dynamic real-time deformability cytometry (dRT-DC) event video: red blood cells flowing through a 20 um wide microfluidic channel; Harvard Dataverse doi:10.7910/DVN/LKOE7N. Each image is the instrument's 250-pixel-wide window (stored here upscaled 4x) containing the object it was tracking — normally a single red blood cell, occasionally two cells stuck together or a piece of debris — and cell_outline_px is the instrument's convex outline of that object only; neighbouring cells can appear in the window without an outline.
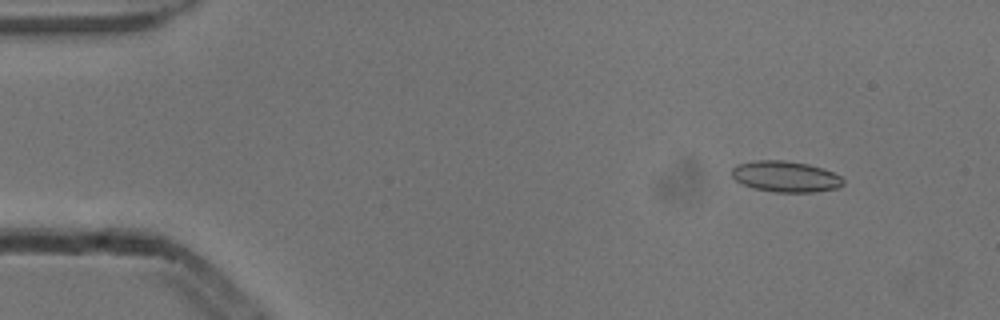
{"species": "common noctule bat (a hibernating species)", "species_latin": "Nyctalus noctula", "temperature_condition": "cold", "stored_images_in_passage": 6, "camera_frame_rate_fps": 3000, "um_per_image_px": 0.085, "animal": {"sex": "male", "body_mass_g": 13.3}, "frame": {"image": 1, "passage_image": 2, "time_ms": 0.333, "image_size_px": [1000, 320], "cell_outline_px": [[844, 184], [836, 188], [812, 192], [772, 192], [752, 188], [736, 180], [732, 176], [732, 168], [736, 164], [756, 160], [784, 160], [808, 164], [832, 172], [840, 176], [844, 180]], "centroid_in_image_um": [66.74, 15.0], "position_along_channel_um": 18.3, "area_um2": 20.06}}
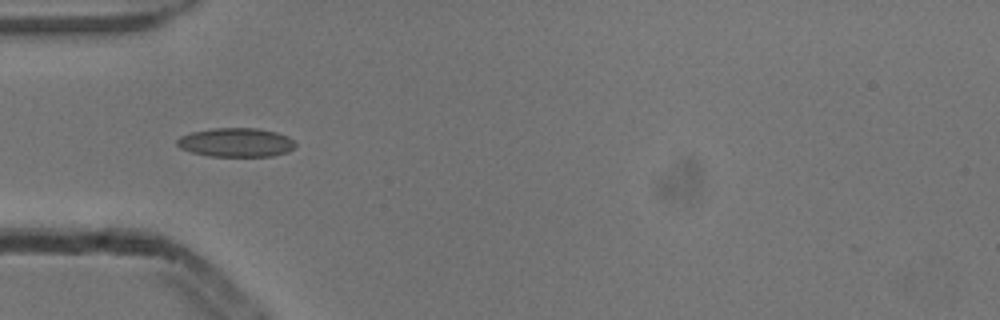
{"frame": {"image": 2, "passage_image": 5, "time_ms": 1.333, "image_size_px": [1000, 320], "cell_outline_px": [[296, 144], [288, 152], [272, 156], [208, 156], [192, 152], [180, 148], [176, 144], [176, 140], [180, 136], [192, 132], [212, 128], [256, 128], [276, 132], [288, 136]], "centroid_in_image_um": [20.04, 12.1], "position_along_channel_um": 65.0, "area_um2": 19.94}}
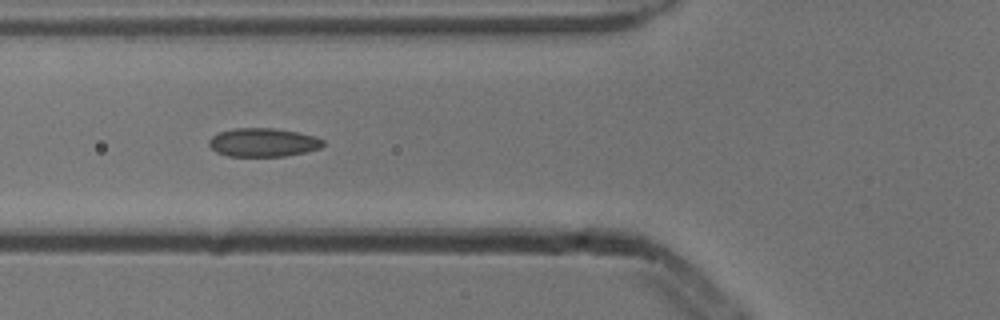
{"frame": {"image": 3, "passage_image": 6, "time_ms": 1.667, "image_size_px": [1000, 320], "cell_outline_px": [[324, 144], [320, 148], [304, 152], [284, 156], [228, 156], [216, 152], [208, 144], [208, 140], [212, 136], [220, 132], [236, 128], [272, 128], [296, 132], [316, 136], [324, 140]], "centroid_in_image_um": [22.36, 12.11], "position_along_channel_um": 103.4, "area_um2": 18.9}}